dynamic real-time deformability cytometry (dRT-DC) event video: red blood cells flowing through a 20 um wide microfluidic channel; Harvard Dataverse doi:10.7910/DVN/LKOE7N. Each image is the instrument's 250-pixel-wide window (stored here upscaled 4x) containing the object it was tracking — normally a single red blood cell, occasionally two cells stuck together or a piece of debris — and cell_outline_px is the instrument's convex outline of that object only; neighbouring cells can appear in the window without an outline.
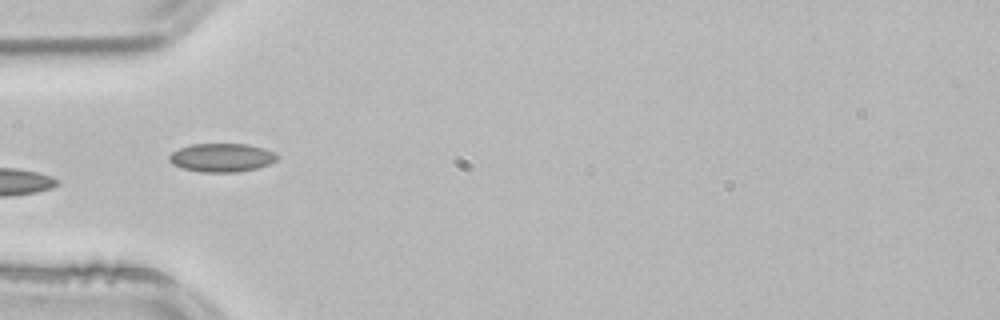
{"species": "common noctule bat (a hibernating species)", "species_latin": "Nyctalus noctula", "temperature_condition": "room temperature", "stored_images_in_passage": 2, "camera_frame_rate_fps": 3000, "um_per_image_px": 0.085, "animal": {"sex": "male", "body_mass_g": 21.5, "forearm_length_mm": 52.0}, "frame": {"image": 1, "passage_image": 2, "time_ms": 0.333, "image_size_px": [1000, 320], "cell_outline_px": [[280, 156], [276, 160], [268, 164], [256, 168], [236, 172], [200, 172], [180, 168], [172, 164], [168, 160], [168, 156], [172, 152], [180, 148], [192, 144], [248, 144], [264, 148]], "centroid_in_image_um": [18.81, 13.4], "position_along_channel_um": 66.2, "area_um2": 17.98}}